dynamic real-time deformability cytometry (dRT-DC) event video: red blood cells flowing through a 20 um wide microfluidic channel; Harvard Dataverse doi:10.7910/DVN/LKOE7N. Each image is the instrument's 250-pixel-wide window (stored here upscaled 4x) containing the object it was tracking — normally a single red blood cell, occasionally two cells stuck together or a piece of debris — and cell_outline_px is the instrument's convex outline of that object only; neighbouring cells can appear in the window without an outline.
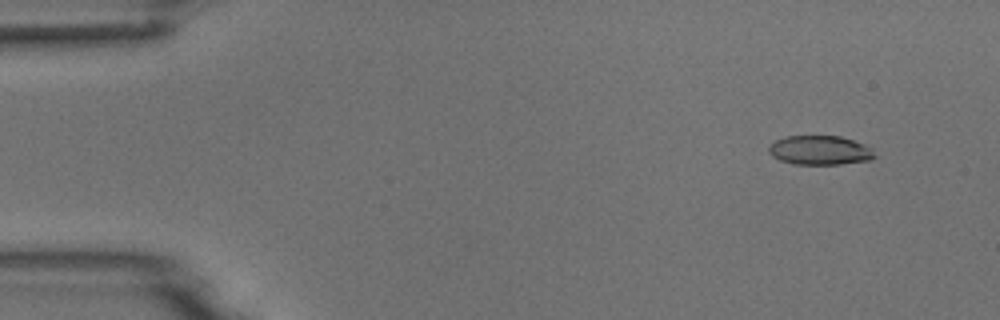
{"species": "common noctule bat (a hibernating species)", "species_latin": "Nyctalus noctula", "temperature_condition": "room temperature", "stored_images_in_passage": 5, "camera_frame_rate_fps": 3000, "um_per_image_px": 0.085, "animal": {"sex": "male", "body_mass_g": 18.8}, "frame": {"image": 1, "passage_image": 2, "time_ms": 1.333, "image_size_px": [1000, 320], "cell_outline_px": [[876, 156], [872, 160], [840, 164], [792, 164], [780, 160], [772, 156], [768, 152], [768, 148], [776, 140], [784, 136], [840, 136], [864, 144], [872, 148]], "centroid_in_image_um": [69.7, 12.78], "position_along_channel_um": 15.3, "area_um2": 18.09}}
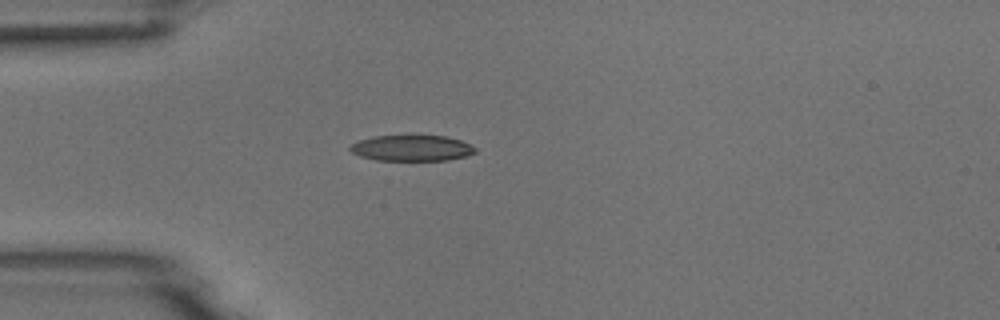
{"frame": {"image": 2, "passage_image": 5, "time_ms": 4.667, "image_size_px": [1000, 320], "cell_outline_px": [[476, 152], [464, 156], [448, 160], [376, 160], [360, 156], [352, 152], [348, 148], [352, 144], [360, 140], [372, 136], [408, 132], [448, 136], [460, 140], [476, 148]], "centroid_in_image_um": [34.97, 12.52], "position_along_channel_um": 50.0, "area_um2": 19.77}}